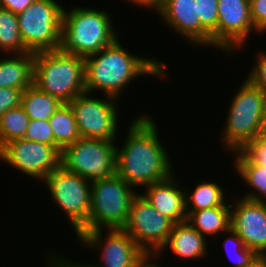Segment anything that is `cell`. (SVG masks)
<instances>
[{"instance_id": "obj_11", "label": "cell", "mask_w": 266, "mask_h": 267, "mask_svg": "<svg viewBox=\"0 0 266 267\" xmlns=\"http://www.w3.org/2000/svg\"><path fill=\"white\" fill-rule=\"evenodd\" d=\"M174 223L159 213L138 192L132 200L128 219L122 229L145 253H158L168 241Z\"/></svg>"}, {"instance_id": "obj_14", "label": "cell", "mask_w": 266, "mask_h": 267, "mask_svg": "<svg viewBox=\"0 0 266 267\" xmlns=\"http://www.w3.org/2000/svg\"><path fill=\"white\" fill-rule=\"evenodd\" d=\"M254 31L256 34L257 30L250 17L248 0H218V50H222L227 55L235 53L239 48H243L249 40L248 36Z\"/></svg>"}, {"instance_id": "obj_30", "label": "cell", "mask_w": 266, "mask_h": 267, "mask_svg": "<svg viewBox=\"0 0 266 267\" xmlns=\"http://www.w3.org/2000/svg\"><path fill=\"white\" fill-rule=\"evenodd\" d=\"M254 66L252 65L250 72L246 78L256 87L261 89L266 95V51L257 53Z\"/></svg>"}, {"instance_id": "obj_7", "label": "cell", "mask_w": 266, "mask_h": 267, "mask_svg": "<svg viewBox=\"0 0 266 267\" xmlns=\"http://www.w3.org/2000/svg\"><path fill=\"white\" fill-rule=\"evenodd\" d=\"M63 9L54 0H35L17 14L20 36L28 52L60 49Z\"/></svg>"}, {"instance_id": "obj_16", "label": "cell", "mask_w": 266, "mask_h": 267, "mask_svg": "<svg viewBox=\"0 0 266 267\" xmlns=\"http://www.w3.org/2000/svg\"><path fill=\"white\" fill-rule=\"evenodd\" d=\"M157 14L191 45L211 46V34L200 23L195 0H163Z\"/></svg>"}, {"instance_id": "obj_27", "label": "cell", "mask_w": 266, "mask_h": 267, "mask_svg": "<svg viewBox=\"0 0 266 267\" xmlns=\"http://www.w3.org/2000/svg\"><path fill=\"white\" fill-rule=\"evenodd\" d=\"M224 234L227 237L222 246L226 251L228 259L233 262V266L231 264V267H243L257 255L253 250L244 245L242 239L231 227Z\"/></svg>"}, {"instance_id": "obj_12", "label": "cell", "mask_w": 266, "mask_h": 267, "mask_svg": "<svg viewBox=\"0 0 266 267\" xmlns=\"http://www.w3.org/2000/svg\"><path fill=\"white\" fill-rule=\"evenodd\" d=\"M106 233V234H105ZM104 229L86 231L77 239L80 246L88 249H98L99 262L92 264L79 263L81 267H136L138 260L145 252L137 245L134 239L123 229Z\"/></svg>"}, {"instance_id": "obj_22", "label": "cell", "mask_w": 266, "mask_h": 267, "mask_svg": "<svg viewBox=\"0 0 266 267\" xmlns=\"http://www.w3.org/2000/svg\"><path fill=\"white\" fill-rule=\"evenodd\" d=\"M226 191L215 181H202L197 183L194 189L187 188L186 190L185 187L187 214L221 205H231L226 202L228 200L225 198Z\"/></svg>"}, {"instance_id": "obj_25", "label": "cell", "mask_w": 266, "mask_h": 267, "mask_svg": "<svg viewBox=\"0 0 266 267\" xmlns=\"http://www.w3.org/2000/svg\"><path fill=\"white\" fill-rule=\"evenodd\" d=\"M23 54L28 52L22 42L17 14L0 8V53Z\"/></svg>"}, {"instance_id": "obj_20", "label": "cell", "mask_w": 266, "mask_h": 267, "mask_svg": "<svg viewBox=\"0 0 266 267\" xmlns=\"http://www.w3.org/2000/svg\"><path fill=\"white\" fill-rule=\"evenodd\" d=\"M234 171L251 191L244 193L242 198L266 203V167L252 163L240 150L233 152ZM249 193V194H248Z\"/></svg>"}, {"instance_id": "obj_6", "label": "cell", "mask_w": 266, "mask_h": 267, "mask_svg": "<svg viewBox=\"0 0 266 267\" xmlns=\"http://www.w3.org/2000/svg\"><path fill=\"white\" fill-rule=\"evenodd\" d=\"M137 194L116 173L109 178L91 182V207L87 223L75 234L76 239L86 231L122 229L132 200Z\"/></svg>"}, {"instance_id": "obj_10", "label": "cell", "mask_w": 266, "mask_h": 267, "mask_svg": "<svg viewBox=\"0 0 266 267\" xmlns=\"http://www.w3.org/2000/svg\"><path fill=\"white\" fill-rule=\"evenodd\" d=\"M91 96V93L84 92L68 103L80 137L115 141L119 135L120 108L117 102L120 100L109 95L105 98Z\"/></svg>"}, {"instance_id": "obj_36", "label": "cell", "mask_w": 266, "mask_h": 267, "mask_svg": "<svg viewBox=\"0 0 266 267\" xmlns=\"http://www.w3.org/2000/svg\"><path fill=\"white\" fill-rule=\"evenodd\" d=\"M159 257L160 255L158 253H145L138 260L136 267H162V264H157Z\"/></svg>"}, {"instance_id": "obj_35", "label": "cell", "mask_w": 266, "mask_h": 267, "mask_svg": "<svg viewBox=\"0 0 266 267\" xmlns=\"http://www.w3.org/2000/svg\"><path fill=\"white\" fill-rule=\"evenodd\" d=\"M54 254V255H53ZM53 254L46 256L49 260H47V267H81L78 262H72L70 259L66 260V258L62 255L60 257L55 255L56 253L53 252ZM51 256V257H50Z\"/></svg>"}, {"instance_id": "obj_18", "label": "cell", "mask_w": 266, "mask_h": 267, "mask_svg": "<svg viewBox=\"0 0 266 267\" xmlns=\"http://www.w3.org/2000/svg\"><path fill=\"white\" fill-rule=\"evenodd\" d=\"M208 242V238L202 236L187 221H183L173 225L168 241L158 254L163 255L164 250L169 248L181 260H199L206 257Z\"/></svg>"}, {"instance_id": "obj_24", "label": "cell", "mask_w": 266, "mask_h": 267, "mask_svg": "<svg viewBox=\"0 0 266 267\" xmlns=\"http://www.w3.org/2000/svg\"><path fill=\"white\" fill-rule=\"evenodd\" d=\"M55 146L62 150L80 138L73 111L68 103H62L49 119Z\"/></svg>"}, {"instance_id": "obj_13", "label": "cell", "mask_w": 266, "mask_h": 267, "mask_svg": "<svg viewBox=\"0 0 266 267\" xmlns=\"http://www.w3.org/2000/svg\"><path fill=\"white\" fill-rule=\"evenodd\" d=\"M0 160L28 177L42 181L61 166V150L53 145L20 138L0 148Z\"/></svg>"}, {"instance_id": "obj_9", "label": "cell", "mask_w": 266, "mask_h": 267, "mask_svg": "<svg viewBox=\"0 0 266 267\" xmlns=\"http://www.w3.org/2000/svg\"><path fill=\"white\" fill-rule=\"evenodd\" d=\"M42 182L57 206L67 215L75 234L87 223L91 207V182L64 169H55Z\"/></svg>"}, {"instance_id": "obj_15", "label": "cell", "mask_w": 266, "mask_h": 267, "mask_svg": "<svg viewBox=\"0 0 266 267\" xmlns=\"http://www.w3.org/2000/svg\"><path fill=\"white\" fill-rule=\"evenodd\" d=\"M230 227L242 239L244 245L257 255H266V203L245 198L230 205Z\"/></svg>"}, {"instance_id": "obj_8", "label": "cell", "mask_w": 266, "mask_h": 267, "mask_svg": "<svg viewBox=\"0 0 266 267\" xmlns=\"http://www.w3.org/2000/svg\"><path fill=\"white\" fill-rule=\"evenodd\" d=\"M116 154L115 141L80 137L61 150V166L92 182L116 173Z\"/></svg>"}, {"instance_id": "obj_4", "label": "cell", "mask_w": 266, "mask_h": 267, "mask_svg": "<svg viewBox=\"0 0 266 267\" xmlns=\"http://www.w3.org/2000/svg\"><path fill=\"white\" fill-rule=\"evenodd\" d=\"M33 85L69 103L85 90V57L61 49L34 53Z\"/></svg>"}, {"instance_id": "obj_39", "label": "cell", "mask_w": 266, "mask_h": 267, "mask_svg": "<svg viewBox=\"0 0 266 267\" xmlns=\"http://www.w3.org/2000/svg\"><path fill=\"white\" fill-rule=\"evenodd\" d=\"M260 136L266 138V112H265V115H264L263 126H262V130H261Z\"/></svg>"}, {"instance_id": "obj_17", "label": "cell", "mask_w": 266, "mask_h": 267, "mask_svg": "<svg viewBox=\"0 0 266 267\" xmlns=\"http://www.w3.org/2000/svg\"><path fill=\"white\" fill-rule=\"evenodd\" d=\"M172 174L167 179L144 187L145 199L174 224L187 220L185 187ZM181 186V187H180Z\"/></svg>"}, {"instance_id": "obj_33", "label": "cell", "mask_w": 266, "mask_h": 267, "mask_svg": "<svg viewBox=\"0 0 266 267\" xmlns=\"http://www.w3.org/2000/svg\"><path fill=\"white\" fill-rule=\"evenodd\" d=\"M22 89L0 88V117L9 109L21 105Z\"/></svg>"}, {"instance_id": "obj_29", "label": "cell", "mask_w": 266, "mask_h": 267, "mask_svg": "<svg viewBox=\"0 0 266 267\" xmlns=\"http://www.w3.org/2000/svg\"><path fill=\"white\" fill-rule=\"evenodd\" d=\"M24 139L55 146L49 120H30Z\"/></svg>"}, {"instance_id": "obj_23", "label": "cell", "mask_w": 266, "mask_h": 267, "mask_svg": "<svg viewBox=\"0 0 266 267\" xmlns=\"http://www.w3.org/2000/svg\"><path fill=\"white\" fill-rule=\"evenodd\" d=\"M62 104L57 98L31 85L23 91L21 107L30 120H49Z\"/></svg>"}, {"instance_id": "obj_37", "label": "cell", "mask_w": 266, "mask_h": 267, "mask_svg": "<svg viewBox=\"0 0 266 267\" xmlns=\"http://www.w3.org/2000/svg\"><path fill=\"white\" fill-rule=\"evenodd\" d=\"M128 2H131L132 5H138L137 7H145L144 9L149 8L154 9V13H158L162 7L163 0H127Z\"/></svg>"}, {"instance_id": "obj_2", "label": "cell", "mask_w": 266, "mask_h": 267, "mask_svg": "<svg viewBox=\"0 0 266 267\" xmlns=\"http://www.w3.org/2000/svg\"><path fill=\"white\" fill-rule=\"evenodd\" d=\"M119 37L109 46L85 57V90L88 93L103 91L120 99L131 81L142 76L165 78L168 65L156 58L142 57L127 51ZM135 78V79H134Z\"/></svg>"}, {"instance_id": "obj_5", "label": "cell", "mask_w": 266, "mask_h": 267, "mask_svg": "<svg viewBox=\"0 0 266 267\" xmlns=\"http://www.w3.org/2000/svg\"><path fill=\"white\" fill-rule=\"evenodd\" d=\"M238 88L221 133L223 149L231 154L260 136L266 112V95L261 89L247 78Z\"/></svg>"}, {"instance_id": "obj_19", "label": "cell", "mask_w": 266, "mask_h": 267, "mask_svg": "<svg viewBox=\"0 0 266 267\" xmlns=\"http://www.w3.org/2000/svg\"><path fill=\"white\" fill-rule=\"evenodd\" d=\"M0 57V88L25 90L33 84L34 53Z\"/></svg>"}, {"instance_id": "obj_32", "label": "cell", "mask_w": 266, "mask_h": 267, "mask_svg": "<svg viewBox=\"0 0 266 267\" xmlns=\"http://www.w3.org/2000/svg\"><path fill=\"white\" fill-rule=\"evenodd\" d=\"M250 17L257 34L266 33V0L250 1Z\"/></svg>"}, {"instance_id": "obj_21", "label": "cell", "mask_w": 266, "mask_h": 267, "mask_svg": "<svg viewBox=\"0 0 266 267\" xmlns=\"http://www.w3.org/2000/svg\"><path fill=\"white\" fill-rule=\"evenodd\" d=\"M186 221L204 237H219L230 228V205L193 211L187 216Z\"/></svg>"}, {"instance_id": "obj_38", "label": "cell", "mask_w": 266, "mask_h": 267, "mask_svg": "<svg viewBox=\"0 0 266 267\" xmlns=\"http://www.w3.org/2000/svg\"><path fill=\"white\" fill-rule=\"evenodd\" d=\"M243 267H266V255H256L247 265Z\"/></svg>"}, {"instance_id": "obj_28", "label": "cell", "mask_w": 266, "mask_h": 267, "mask_svg": "<svg viewBox=\"0 0 266 267\" xmlns=\"http://www.w3.org/2000/svg\"><path fill=\"white\" fill-rule=\"evenodd\" d=\"M201 25L211 34V47L217 49L218 0H195Z\"/></svg>"}, {"instance_id": "obj_26", "label": "cell", "mask_w": 266, "mask_h": 267, "mask_svg": "<svg viewBox=\"0 0 266 267\" xmlns=\"http://www.w3.org/2000/svg\"><path fill=\"white\" fill-rule=\"evenodd\" d=\"M29 122L21 105L6 111L0 117V148L11 140L24 138Z\"/></svg>"}, {"instance_id": "obj_3", "label": "cell", "mask_w": 266, "mask_h": 267, "mask_svg": "<svg viewBox=\"0 0 266 267\" xmlns=\"http://www.w3.org/2000/svg\"><path fill=\"white\" fill-rule=\"evenodd\" d=\"M74 6L63 9L60 49L87 57L112 44L121 34L106 10Z\"/></svg>"}, {"instance_id": "obj_31", "label": "cell", "mask_w": 266, "mask_h": 267, "mask_svg": "<svg viewBox=\"0 0 266 267\" xmlns=\"http://www.w3.org/2000/svg\"><path fill=\"white\" fill-rule=\"evenodd\" d=\"M252 163L266 167V138L259 136L240 150Z\"/></svg>"}, {"instance_id": "obj_34", "label": "cell", "mask_w": 266, "mask_h": 267, "mask_svg": "<svg viewBox=\"0 0 266 267\" xmlns=\"http://www.w3.org/2000/svg\"><path fill=\"white\" fill-rule=\"evenodd\" d=\"M34 1L35 0H0V8L19 14L29 7Z\"/></svg>"}, {"instance_id": "obj_1", "label": "cell", "mask_w": 266, "mask_h": 267, "mask_svg": "<svg viewBox=\"0 0 266 267\" xmlns=\"http://www.w3.org/2000/svg\"><path fill=\"white\" fill-rule=\"evenodd\" d=\"M133 119L123 146H117L116 174L137 189L167 179L174 167L151 115L142 113Z\"/></svg>"}]
</instances>
